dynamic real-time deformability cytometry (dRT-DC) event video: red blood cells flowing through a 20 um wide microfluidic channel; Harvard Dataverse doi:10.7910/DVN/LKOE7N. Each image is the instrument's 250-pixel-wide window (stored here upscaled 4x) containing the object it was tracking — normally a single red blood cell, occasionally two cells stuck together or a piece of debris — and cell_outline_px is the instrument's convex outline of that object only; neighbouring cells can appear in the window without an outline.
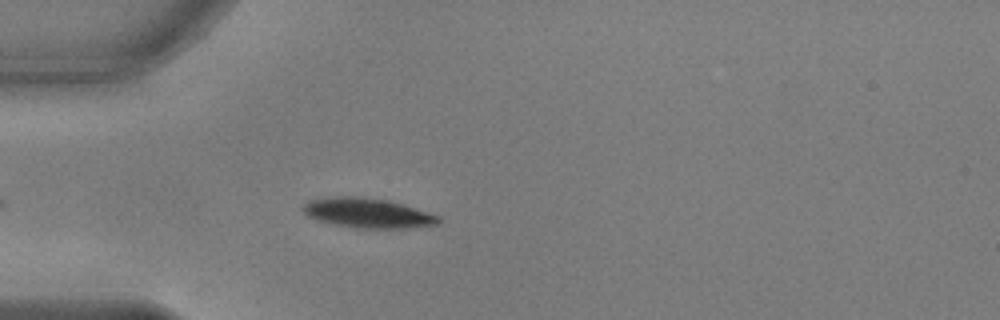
{"species": "common noctule bat (a hibernating species)", "species_latin": "Nyctalus noctula", "temperature_condition": "warm", "stored_images_in_passage": 23, "camera_frame_rate_fps": 3000, "um_per_image_px": 0.085, "animal": {"sex": "male", "body_mass_g": 17.9, "forearm_length_mm": 54.2}, "frame": {"image": 1, "passage_image": 6, "time_ms": 1.667, "image_size_px": [1000, 320], "cell_outline_px": [[440, 220], [436, 224], [404, 228], [356, 228], [332, 224], [308, 216], [300, 208], [304, 204], [312, 200], [332, 196], [356, 196], [388, 200], [404, 204], [440, 216]], "centroid_in_image_um": [31.24, 18.1], "position_along_channel_um": 53.8, "area_um2": 23.35}}
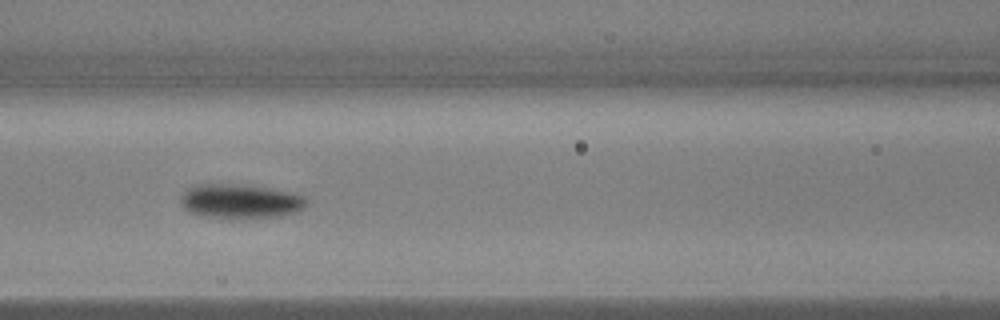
{"frame": {"image": 2, "passage_image": 14, "time_ms": 4.333, "image_size_px": [1000, 320], "cell_outline_px": [[308, 204], [296, 212], [280, 216], [200, 216], [188, 212], [180, 204], [180, 196], [188, 188], [200, 184], [244, 184], [268, 188], [304, 196], [308, 200]], "centroid_in_image_um": [20.39, 17.07], "position_along_channel_um": 146.2, "area_um2": 24.57}}
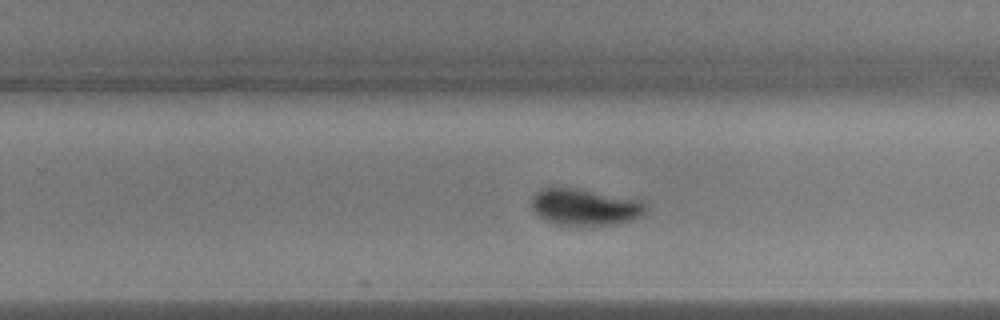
{"frame": {"image": 3, "passage_image": 21, "time_ms": 6.667, "image_size_px": [1000, 320], "cell_outline_px": [[644, 212], [640, 216], [632, 220], [616, 224], [556, 224], [540, 216], [532, 208], [532, 196], [540, 188], [552, 184], [556, 184], [640, 200], [644, 204]], "centroid_in_image_um": [49.64, 17.53], "position_along_channel_um": 280.2, "area_um2": 24.33}}